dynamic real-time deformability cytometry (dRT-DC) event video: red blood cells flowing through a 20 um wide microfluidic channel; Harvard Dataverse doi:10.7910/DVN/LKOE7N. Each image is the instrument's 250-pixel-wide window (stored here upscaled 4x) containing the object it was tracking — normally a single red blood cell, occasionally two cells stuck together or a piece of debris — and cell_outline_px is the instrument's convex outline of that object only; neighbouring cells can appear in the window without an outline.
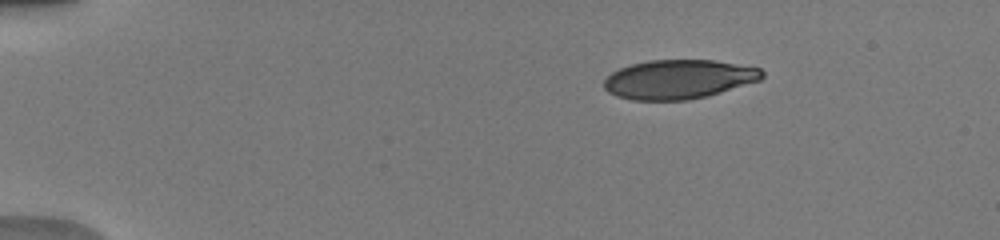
{"species": "human", "species_latin": "Homo sapiens", "temperature_condition": "warm", "stored_images_in_passage": 45, "camera_frame_rate_fps": 3000, "um_per_image_px": 0.085, "donor": {"sex": "male"}, "frame": {"image": 1, "passage_image": 3, "time_ms": 0.667, "image_size_px": [1000, 240], "cell_outline_px": [[764, 76], [760, 80], [708, 96], [688, 100], [632, 100], [616, 96], [608, 92], [604, 88], [604, 80], [612, 72], [620, 68], [632, 64], [648, 60], [712, 60], [760, 68], [764, 72]], "centroid_in_image_um": [57.67, 6.74], "position_along_channel_um": 27.3, "area_um2": 36.01}}
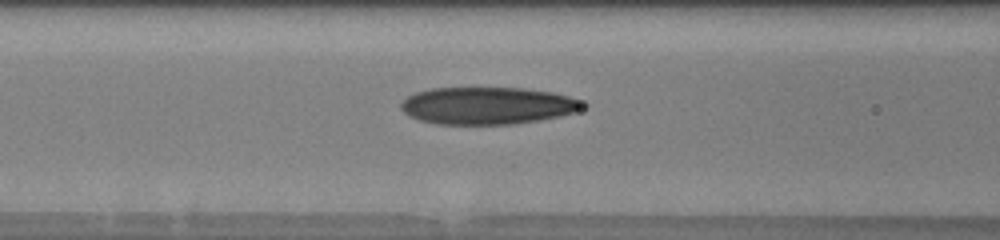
{"frame": {"image": 2, "passage_image": 17, "time_ms": 5.333, "image_size_px": [1000, 240], "cell_outline_px": [[588, 104], [584, 108], [576, 112], [560, 116], [540, 120], [516, 124], [436, 124], [420, 120], [408, 116], [400, 108], [400, 104], [408, 96], [416, 92], [432, 88], [524, 88], [552, 92], [584, 100]], "centroid_in_image_um": [41.49, 8.98], "position_along_channel_um": 125.1, "area_um2": 39.82}}
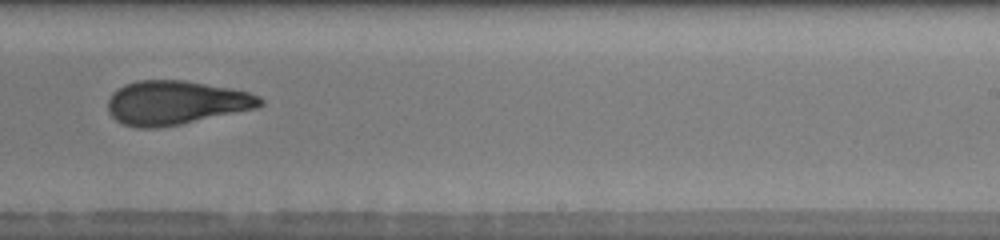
{"frame": {"image": 3, "passage_image": 28, "time_ms": 9.0, "image_size_px": [1000, 240], "cell_outline_px": [[264, 104], [256, 108], [180, 124], [156, 128], [136, 128], [124, 124], [116, 120], [108, 112], [108, 100], [112, 92], [124, 84], [136, 80], [184, 80], [232, 88], [248, 92], [260, 96], [264, 100]], "centroid_in_image_um": [14.93, 8.72], "position_along_channel_um": 274.1, "area_um2": 39.07}, "authors_computed_cell_mechanics": {"area_um2": 38.6104, "velocity_mm_per_s": 4.0706, "shape_relaxation_time_tau1_ms": 7.1803, "shape_relaxation_time_tau2_ms": 2.2289, "deformation_change_tau1": 0.2366, "deformation_change_tau2": 0.0999}}